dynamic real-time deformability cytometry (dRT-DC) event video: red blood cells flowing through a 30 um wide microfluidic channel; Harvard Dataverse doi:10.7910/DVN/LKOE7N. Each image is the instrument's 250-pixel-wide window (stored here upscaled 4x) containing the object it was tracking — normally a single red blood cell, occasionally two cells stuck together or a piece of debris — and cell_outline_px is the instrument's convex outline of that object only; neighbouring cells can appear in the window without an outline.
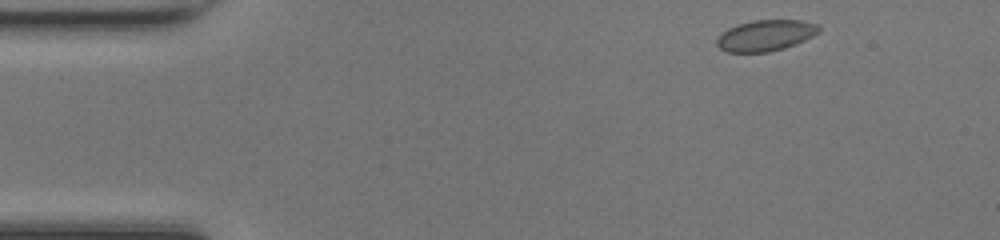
{"species": "common noctule bat (a hibernating species)", "species_latin": "Nyctalus noctula", "temperature_condition": "room temperature", "stored_images_in_passage": 44, "camera_frame_rate_fps": 3000, "um_per_image_px": 0.085, "animal": {"sex": "female", "body_mass_g": 17.0, "forearm_length_mm": 48.0}, "frame": {"image": 1, "passage_image": 1, "time_ms": 0.0, "image_size_px": [1000, 240], "cell_outline_px": [[820, 32], [804, 40], [784, 48], [768, 52], [728, 52], [720, 48], [716, 44], [716, 40], [728, 28], [736, 24], [752, 20], [800, 20], [816, 24], [820, 28]], "centroid_in_image_um": [65.07, 3.01], "position_along_channel_um": 19.9, "area_um2": 18.32}}
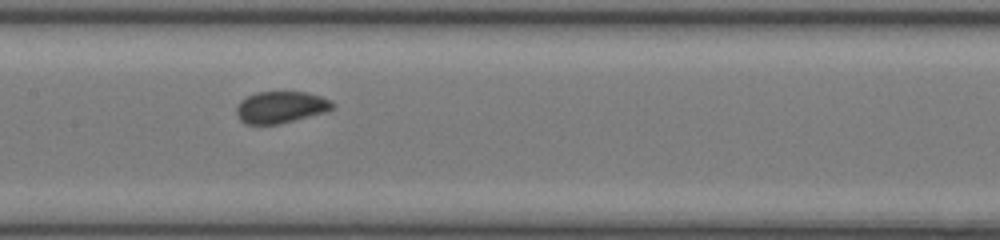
{"frame": {"image": 2, "passage_image": 19, "time_ms": 6.0, "image_size_px": [1000, 240], "cell_outline_px": [[336, 104], [332, 108], [324, 112], [280, 124], [244, 124], [236, 116], [236, 108], [240, 100], [256, 92], [304, 92], [320, 96], [332, 100]], "centroid_in_image_um": [23.84, 9.11], "position_along_channel_um": 183.6, "area_um2": 17.8}}
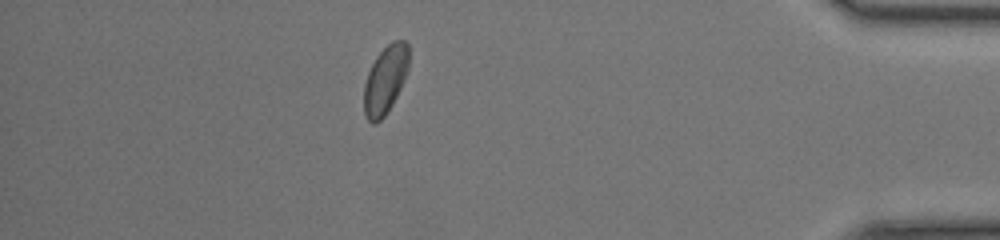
{"frame": {"image": 3, "passage_image": 38, "time_ms": 12.333, "image_size_px": [1000, 240], "cell_outline_px": [[408, 68], [404, 80], [392, 104], [384, 116], [376, 124], [372, 124], [364, 116], [364, 84], [368, 72], [376, 56], [392, 40], [404, 40], [408, 44]], "centroid_in_image_um": [32.73, 6.79], "position_along_channel_um": 402.5, "area_um2": 17.74}, "authors_computed_cell_mechanics": {"area_um2": 18.1492, "velocity_mm_per_s": 4.2142, "shape_relaxation_time_tau1_ms": 2.4811, "shape_relaxation_time_tau2_ms": null, "deformation_change_tau1": 0.0642, "deformation_change_tau2": null}}